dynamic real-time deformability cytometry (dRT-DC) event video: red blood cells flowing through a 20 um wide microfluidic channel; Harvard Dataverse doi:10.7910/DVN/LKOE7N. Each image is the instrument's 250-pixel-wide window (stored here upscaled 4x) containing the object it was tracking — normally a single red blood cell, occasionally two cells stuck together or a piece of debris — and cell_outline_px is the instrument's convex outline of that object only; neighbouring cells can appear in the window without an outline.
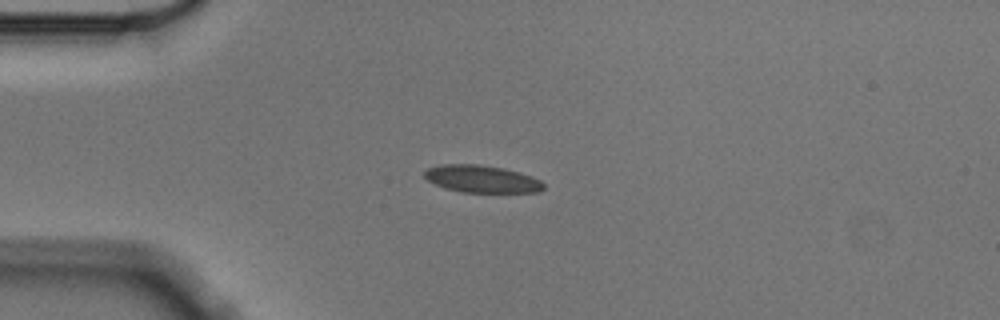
{"species": "Egyptian fruit bat (a non-hibernating species)", "species_latin": "Rousettus aegyptiacus", "temperature_condition": "cold", "stored_images_in_passage": 43, "camera_frame_rate_fps": 3000, "um_per_image_px": 0.085, "animal": {"sex": "male"}, "frame": {"image": 1, "passage_image": 1, "time_ms": 0.0, "image_size_px": [1000, 320], "cell_outline_px": [[544, 188], [540, 192], [464, 192], [444, 188], [428, 180], [424, 176], [424, 172], [428, 168], [440, 164], [476, 164], [504, 168], [532, 176], [540, 180], [544, 184]], "centroid_in_image_um": [40.96, 15.21], "position_along_channel_um": 44.0, "area_um2": 18.9}}
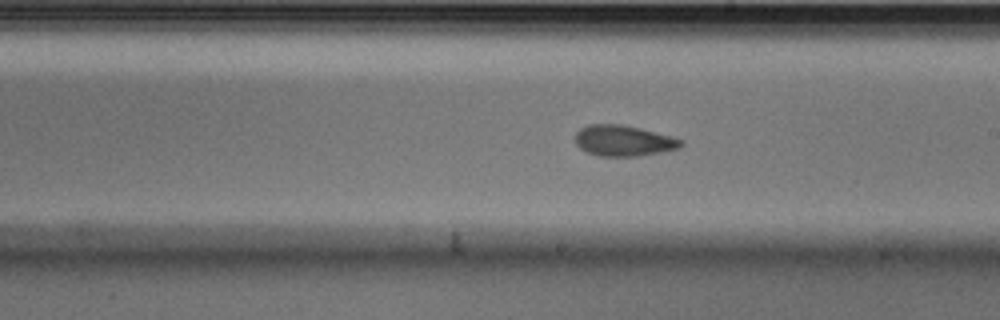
{"frame": {"image": 2, "passage_image": 19, "time_ms": 6.0, "image_size_px": [1000, 320], "cell_outline_px": [[684, 144], [680, 148], [660, 152], [636, 156], [600, 156], [588, 152], [580, 148], [576, 144], [576, 132], [580, 128], [588, 124], [620, 124], [640, 128], [672, 136], [684, 140]], "centroid_in_image_um": [53.02, 11.95], "position_along_channel_um": 236.0, "area_um2": 19.02}}
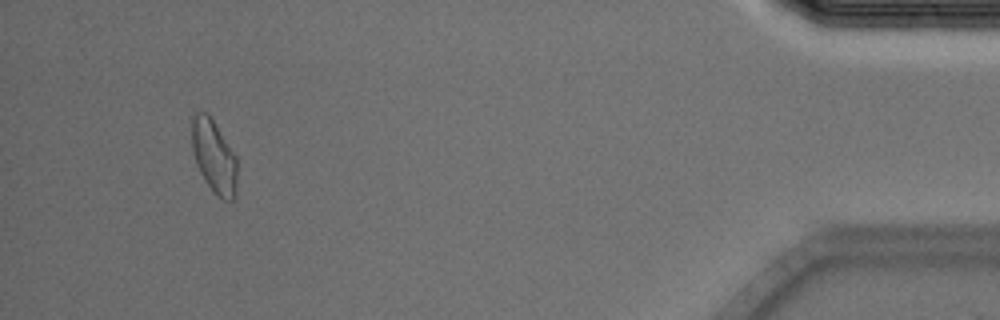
{"frame": {"image": 3, "passage_image": 40, "time_ms": 13.0, "image_size_px": [1000, 320], "cell_outline_px": [[236, 200], [224, 200], [212, 192], [204, 180], [196, 164], [192, 152], [192, 120], [196, 112], [204, 112], [212, 120], [236, 156]], "centroid_in_image_um": [18.18, 13.37], "position_along_channel_um": 417.0, "area_um2": 19.13}, "authors_computed_cell_mechanics": {"area_um2": 19.0162, "velocity_mm_per_s": 3.5442, "shape_relaxation_time_tau1_ms": 5.8231, "shape_relaxation_time_tau2_ms": 2.4495, "deformation_change_tau1": 0.143, "deformation_change_tau2": 0.0665}}